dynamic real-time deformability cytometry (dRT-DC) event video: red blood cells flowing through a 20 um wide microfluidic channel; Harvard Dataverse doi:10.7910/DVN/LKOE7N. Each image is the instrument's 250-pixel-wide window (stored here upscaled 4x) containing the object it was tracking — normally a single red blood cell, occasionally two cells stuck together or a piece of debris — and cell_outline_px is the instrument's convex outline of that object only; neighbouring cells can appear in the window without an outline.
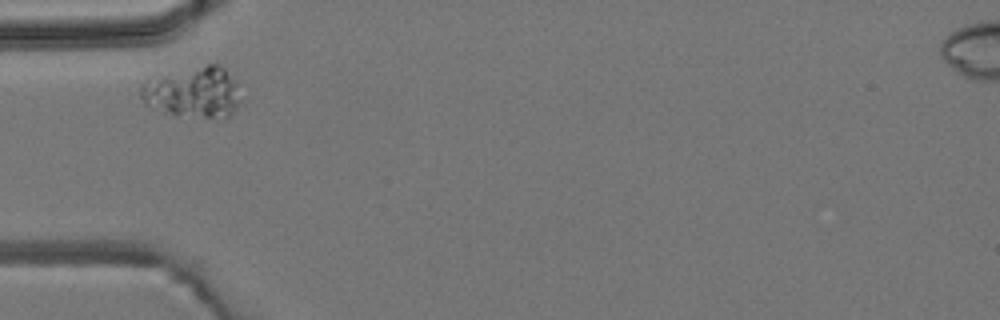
{"species": "common noctule bat (a hibernating species)", "species_latin": "Nyctalus noctula", "temperature_condition": "room temperature", "stored_images_in_passage": 6, "camera_frame_rate_fps": 3000, "um_per_image_px": 0.085, "animal": {"sex": "male", "body_mass_g": 19.2, "forearm_length_mm": 51.8}, "frame": {"image": 1, "passage_image": 1, "time_ms": 0.0, "image_size_px": [1000, 320], "cell_outline_px": [[240, 104], [232, 116], [176, 116], [144, 104], [140, 96], [140, 88], [144, 80], [148, 76], [208, 64], [220, 64], [236, 80], [240, 100]], "centroid_in_image_um": [16.39, 7.81], "position_along_channel_um": 68.6, "area_um2": 30.11}}
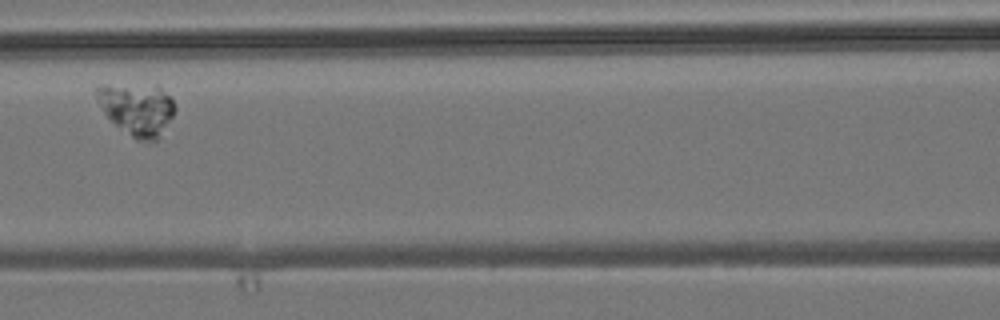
{"frame": {"image": 2, "passage_image": 3, "time_ms": 2.333, "image_size_px": [1000, 320], "cell_outline_px": [[176, 112], [160, 136], [152, 144], [144, 144], [136, 140], [116, 124], [104, 112], [96, 100], [96, 84], [156, 84], [172, 100], [176, 108]], "centroid_in_image_um": [11.65, 9.27], "position_along_channel_um": 154.9, "area_um2": 24.33}}
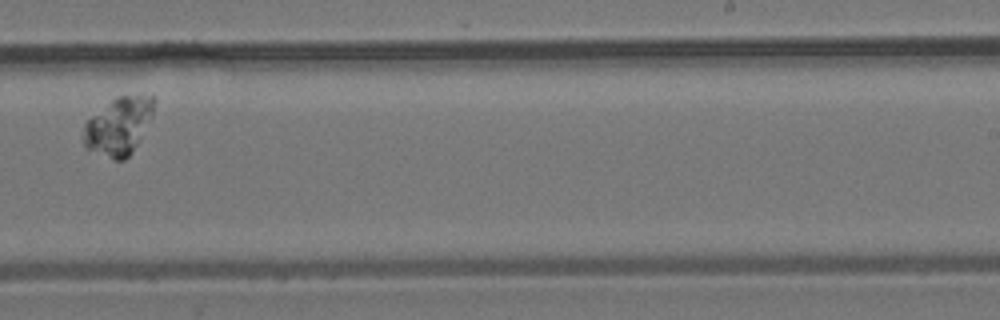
{"frame": {"image": 3, "passage_image": 6, "time_ms": 5.667, "image_size_px": [1000, 320], "cell_outline_px": [[156, 100], [152, 116], [140, 140], [132, 152], [124, 160], [112, 160], [84, 148], [84, 124], [92, 116], [116, 96], [152, 96]], "centroid_in_image_um": [10.09, 10.74], "position_along_channel_um": 278.9, "area_um2": 23.58}}